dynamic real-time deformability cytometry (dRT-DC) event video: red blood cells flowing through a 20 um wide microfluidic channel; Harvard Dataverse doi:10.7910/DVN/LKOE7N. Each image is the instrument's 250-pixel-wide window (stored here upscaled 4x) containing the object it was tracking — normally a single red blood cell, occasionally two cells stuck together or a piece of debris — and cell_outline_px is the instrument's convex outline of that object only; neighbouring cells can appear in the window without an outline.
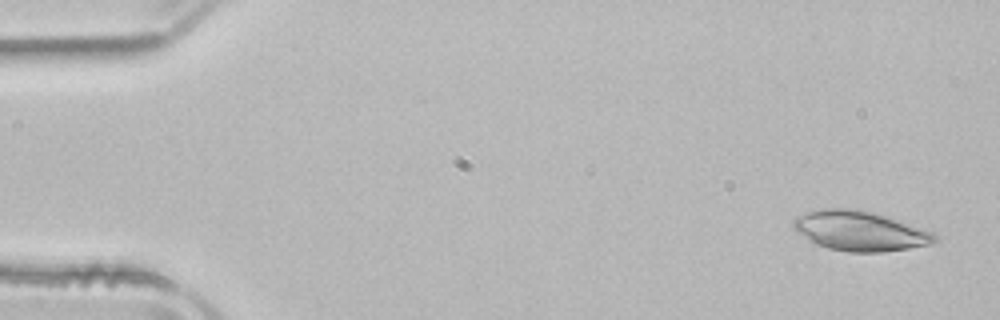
{"species": "common noctule bat (a hibernating species)", "species_latin": "Nyctalus noctula", "temperature_condition": "room temperature", "stored_images_in_passage": 52, "camera_frame_rate_fps": 3000, "um_per_image_px": 0.085, "animal": {"sex": "male", "body_mass_g": 21.5, "forearm_length_mm": 52.0}, "frame": {"image": 1, "passage_image": 2, "time_ms": 0.333, "image_size_px": [1000, 320], "cell_outline_px": [[936, 240], [932, 244], [884, 252], [848, 252], [828, 248], [816, 244], [796, 232], [792, 228], [792, 220], [796, 216], [804, 212], [820, 208], [852, 208], [872, 212], [888, 216], [936, 232]], "centroid_in_image_um": [73.08, 19.61], "position_along_channel_um": 11.9, "area_um2": 33.23}}
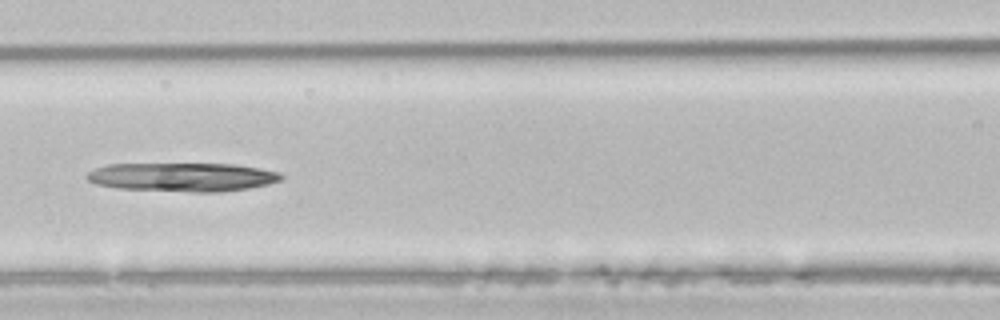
{"frame": {"image": 2, "passage_image": 22, "time_ms": 7.0, "image_size_px": [1000, 320], "cell_outline_px": [[284, 176], [280, 180], [268, 184], [248, 188], [220, 192], [192, 192], [120, 188], [96, 184], [88, 180], [88, 172], [96, 168], [108, 164], [232, 164], [260, 168], [280, 172]], "centroid_in_image_um": [15.55, 15.05], "position_along_channel_um": 151.1, "area_um2": 32.37}}
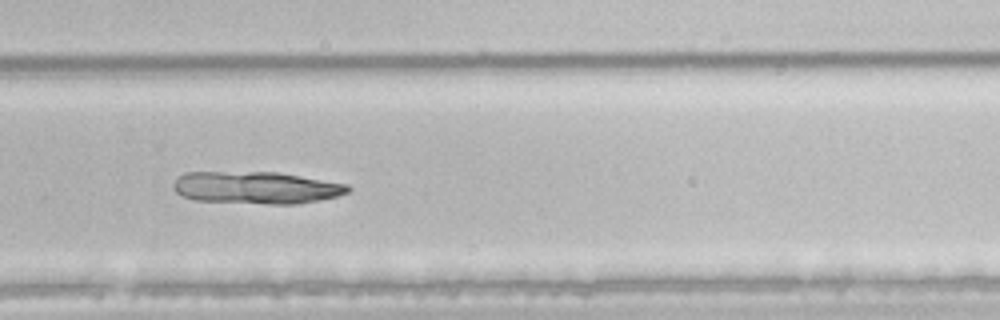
{"frame": {"image": 3, "passage_image": 34, "time_ms": 11.0, "image_size_px": [1000, 320], "cell_outline_px": [[352, 188], [348, 192], [336, 196], [296, 204], [268, 204], [196, 200], [184, 196], [176, 192], [172, 188], [172, 184], [180, 176], [188, 172], [280, 172], [348, 184]], "centroid_in_image_um": [21.79, 15.94], "position_along_channel_um": 308.0, "area_um2": 32.71}}